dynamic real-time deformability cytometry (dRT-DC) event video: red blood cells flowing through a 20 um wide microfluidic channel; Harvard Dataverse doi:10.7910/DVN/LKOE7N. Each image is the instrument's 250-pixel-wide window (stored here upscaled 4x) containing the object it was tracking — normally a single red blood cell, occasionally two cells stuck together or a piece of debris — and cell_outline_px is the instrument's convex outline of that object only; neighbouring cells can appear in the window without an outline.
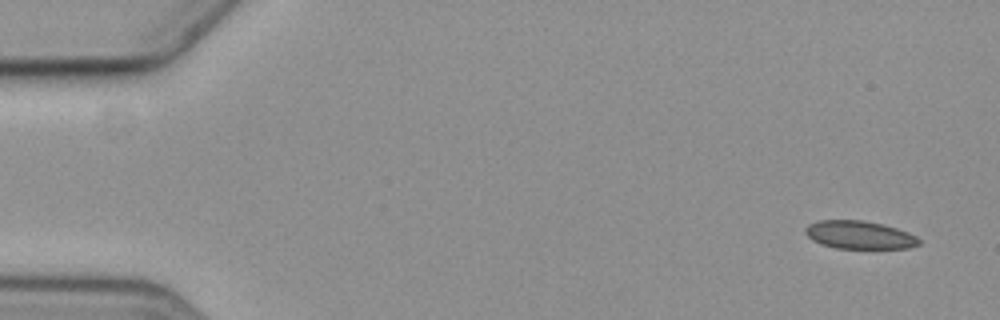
{"species": "common noctule bat (a hibernating species)", "species_latin": "Nyctalus noctula", "temperature_condition": "cold", "stored_images_in_passage": 6, "camera_frame_rate_fps": 3000, "um_per_image_px": 0.085, "animal": {"sex": "female", "body_mass_g": 19.3, "forearm_length_mm": 54.1}, "frame": {"image": 1, "passage_image": 1, "time_ms": 0.0, "image_size_px": [1000, 320], "cell_outline_px": [[920, 244], [908, 248], [836, 248], [820, 244], [812, 240], [804, 232], [804, 228], [808, 224], [820, 220], [860, 220], [884, 224], [908, 232], [916, 236], [920, 240]], "centroid_in_image_um": [73.03, 19.96], "position_along_channel_um": 12.0, "area_um2": 18.61}}
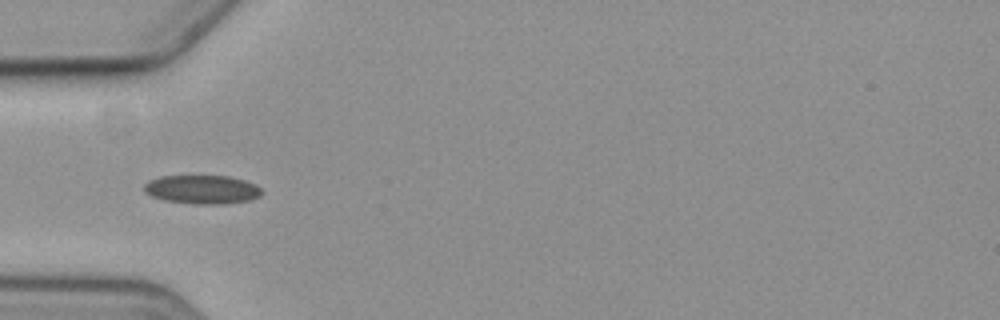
{"frame": {"image": 2, "passage_image": 5, "time_ms": 5.333, "image_size_px": [1000, 320], "cell_outline_px": [[264, 192], [260, 196], [252, 200], [224, 204], [192, 204], [164, 200], [152, 196], [144, 192], [144, 184], [148, 180], [160, 176], [228, 176], [244, 180], [256, 184]], "centroid_in_image_um": [17.2, 16.11], "position_along_channel_um": 67.8, "area_um2": 19.94}}
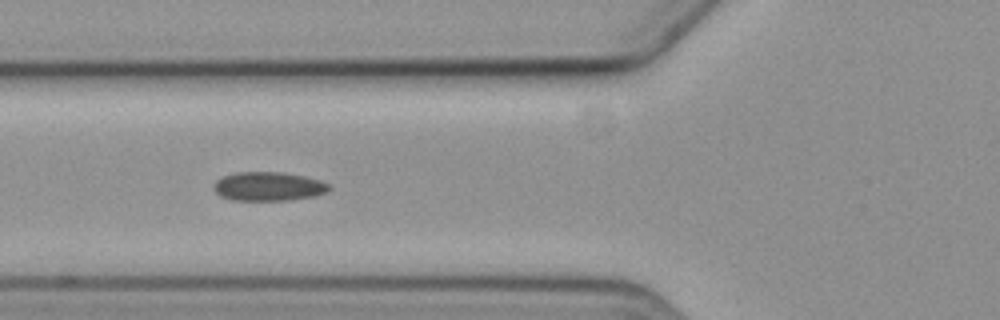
{"frame": {"image": 3, "passage_image": 6, "time_ms": 6.333, "image_size_px": [1000, 320], "cell_outline_px": [[332, 188], [328, 192], [316, 196], [292, 200], [232, 200], [220, 196], [212, 188], [212, 184], [216, 180], [224, 176], [236, 172], [280, 172], [304, 176], [320, 180], [332, 184]], "centroid_in_image_um": [22.85, 15.85], "position_along_channel_um": 102.9, "area_um2": 19.77}}